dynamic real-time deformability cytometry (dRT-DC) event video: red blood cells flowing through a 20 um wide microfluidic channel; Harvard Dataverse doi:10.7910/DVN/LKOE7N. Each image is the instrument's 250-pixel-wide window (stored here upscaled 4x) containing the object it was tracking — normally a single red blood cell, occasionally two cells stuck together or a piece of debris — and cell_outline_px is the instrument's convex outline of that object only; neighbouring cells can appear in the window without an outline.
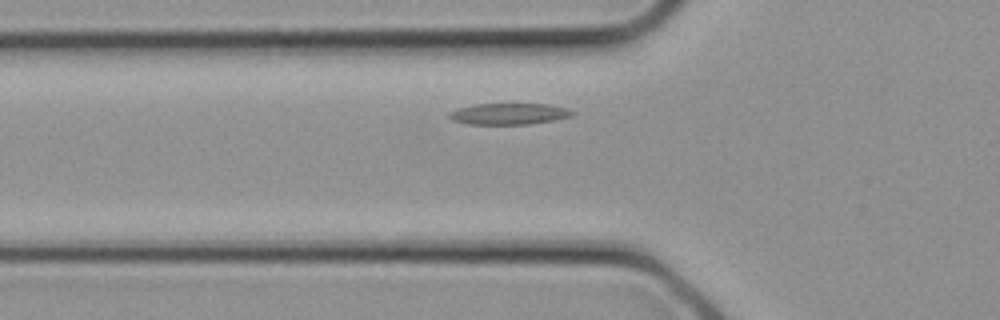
{"species": "common noctule bat (a hibernating species)", "species_latin": "Nyctalus noctula", "temperature_condition": "cold", "stored_images_in_passage": 15, "camera_frame_rate_fps": 3000, "um_per_image_px": 0.085, "animal": {"sex": "female", "body_mass_g": 21.9}, "frame": {"image": 1, "passage_image": 4, "time_ms": 1.0, "image_size_px": [1000, 320], "cell_outline_px": [[576, 112], [572, 116], [556, 120], [528, 124], [468, 124], [452, 120], [448, 116], [448, 112], [456, 108], [476, 104], [548, 104], [568, 108]], "centroid_in_image_um": [43.27, 9.67], "position_along_channel_um": 82.5, "area_um2": 15.43}}
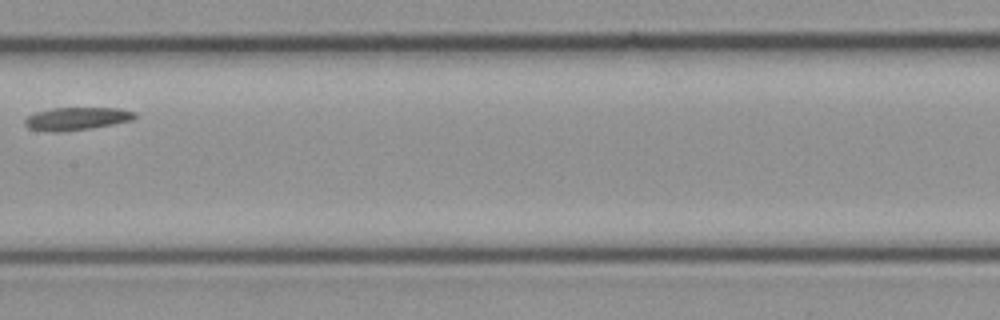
{"frame": {"image": 2, "passage_image": 9, "time_ms": 2.667, "image_size_px": [1000, 320], "cell_outline_px": [[136, 116], [132, 120], [112, 124], [88, 128], [56, 132], [28, 128], [24, 124], [24, 120], [28, 116], [36, 112], [52, 108], [120, 108], [136, 112]], "centroid_in_image_um": [6.52, 10.07], "position_along_channel_um": 200.9, "area_um2": 14.39}}
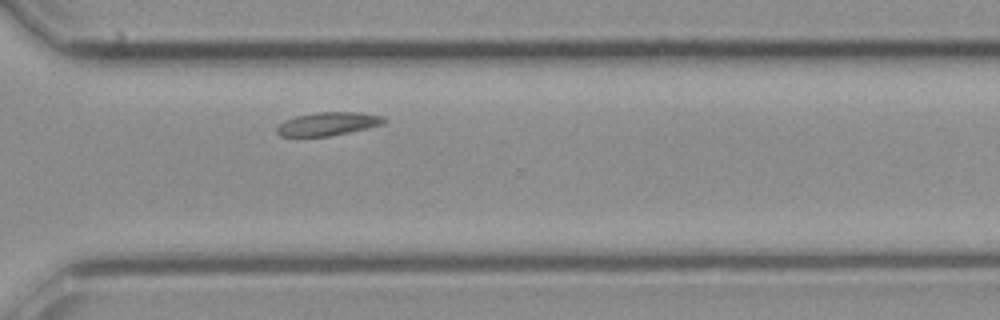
{"frame": {"image": 3, "passage_image": 15, "time_ms": 4.667, "image_size_px": [1000, 320], "cell_outline_px": [[384, 124], [368, 128], [328, 136], [280, 136], [276, 132], [276, 128], [284, 120], [296, 116], [316, 112], [360, 112], [384, 116]], "centroid_in_image_um": [27.87, 10.52], "position_along_channel_um": 342.7, "area_um2": 14.51}}